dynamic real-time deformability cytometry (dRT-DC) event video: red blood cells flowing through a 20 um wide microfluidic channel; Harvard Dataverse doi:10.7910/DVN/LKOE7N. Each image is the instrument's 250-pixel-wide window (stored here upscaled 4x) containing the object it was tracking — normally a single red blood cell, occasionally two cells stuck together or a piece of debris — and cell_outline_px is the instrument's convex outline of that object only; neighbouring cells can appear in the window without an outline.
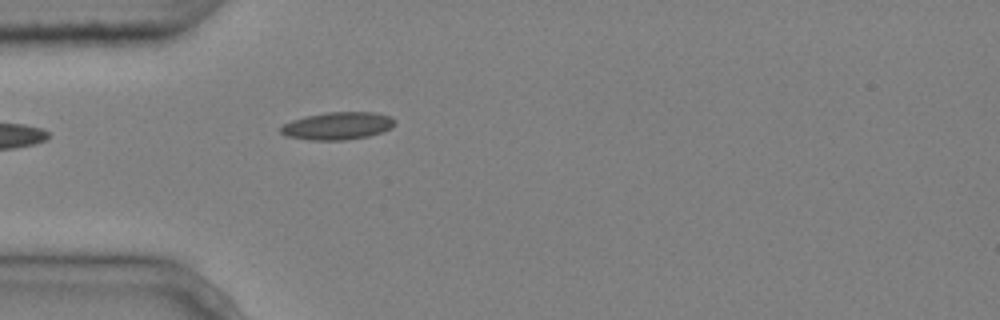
{"species": "common noctule bat (a hibernating species)", "species_latin": "Nyctalus noctula", "temperature_condition": "cold", "stored_images_in_passage": 3, "camera_frame_rate_fps": 3000, "um_per_image_px": 0.085, "animal": {"sex": "male", "body_mass_g": 20.4}, "frame": {"image": 1, "passage_image": 3, "time_ms": 0.667, "image_size_px": [1000, 320], "cell_outline_px": [[396, 124], [392, 128], [368, 136], [344, 140], [312, 140], [288, 136], [280, 132], [280, 128], [284, 124], [292, 120], [304, 116], [328, 112], [376, 112], [392, 116], [396, 120]], "centroid_in_image_um": [28.74, 10.68], "position_along_channel_um": 56.3, "area_um2": 18.38}}